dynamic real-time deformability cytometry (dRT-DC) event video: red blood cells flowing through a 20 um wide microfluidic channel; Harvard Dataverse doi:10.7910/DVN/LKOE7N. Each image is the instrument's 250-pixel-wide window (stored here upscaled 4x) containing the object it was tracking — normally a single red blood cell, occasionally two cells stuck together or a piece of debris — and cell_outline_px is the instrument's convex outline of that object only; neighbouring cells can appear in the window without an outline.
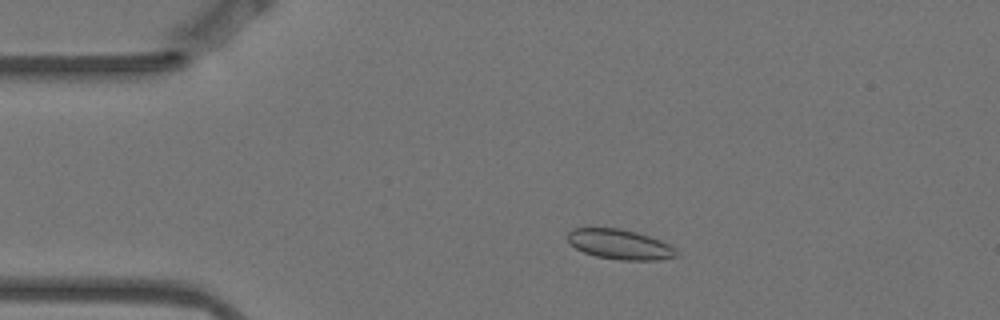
{"species": "Egyptian fruit bat (a non-hibernating species)", "species_latin": "Rousettus aegyptiacus", "temperature_condition": "warm", "stored_images_in_passage": 5, "camera_frame_rate_fps": 3000, "um_per_image_px": 0.085, "animal": {"sex": "female"}, "frame": {"image": 1, "passage_image": 2, "time_ms": 0.333, "image_size_px": [1000, 320], "cell_outline_px": [[680, 256], [660, 260], [620, 260], [596, 256], [584, 252], [576, 248], [568, 240], [568, 232], [572, 228], [620, 228], [636, 232], [660, 240], [676, 248]], "centroid_in_image_um": [52.73, 20.78], "position_along_channel_um": 32.3, "area_um2": 19.02}}
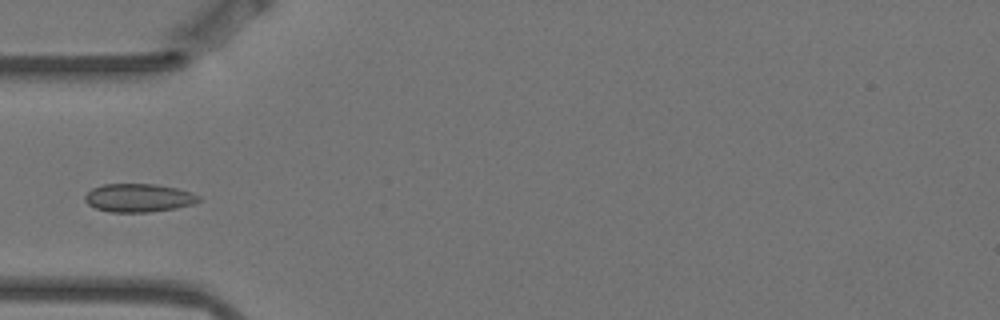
{"frame": {"image": 2, "passage_image": 4, "time_ms": 1.0, "image_size_px": [1000, 320], "cell_outline_px": [[200, 200], [192, 204], [176, 208], [148, 212], [108, 212], [96, 208], [88, 204], [84, 200], [84, 196], [92, 188], [104, 184], [156, 184], [176, 188], [192, 192], [200, 196]], "centroid_in_image_um": [11.77, 16.81], "position_along_channel_um": 73.2, "area_um2": 18.79}}
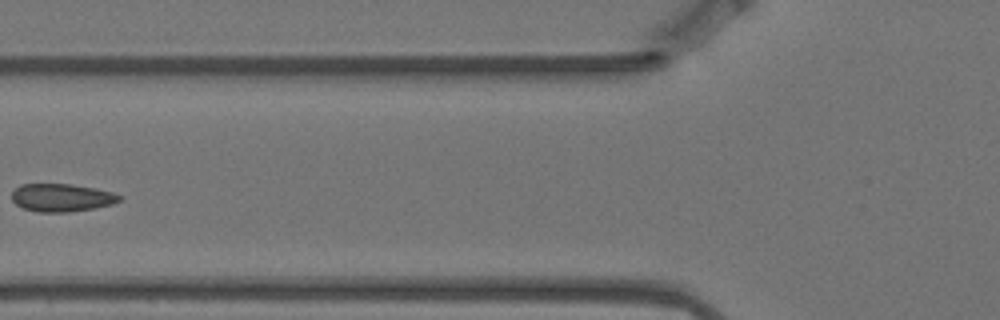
{"frame": {"image": 3, "passage_image": 5, "time_ms": 1.333, "image_size_px": [1000, 320], "cell_outline_px": [[124, 196], [120, 200], [112, 204], [96, 208], [68, 212], [40, 212], [24, 208], [16, 204], [12, 200], [12, 192], [20, 184], [72, 184], [96, 188], [112, 192]], "centroid_in_image_um": [5.27, 16.79], "position_along_channel_um": 120.5, "area_um2": 17.57}}